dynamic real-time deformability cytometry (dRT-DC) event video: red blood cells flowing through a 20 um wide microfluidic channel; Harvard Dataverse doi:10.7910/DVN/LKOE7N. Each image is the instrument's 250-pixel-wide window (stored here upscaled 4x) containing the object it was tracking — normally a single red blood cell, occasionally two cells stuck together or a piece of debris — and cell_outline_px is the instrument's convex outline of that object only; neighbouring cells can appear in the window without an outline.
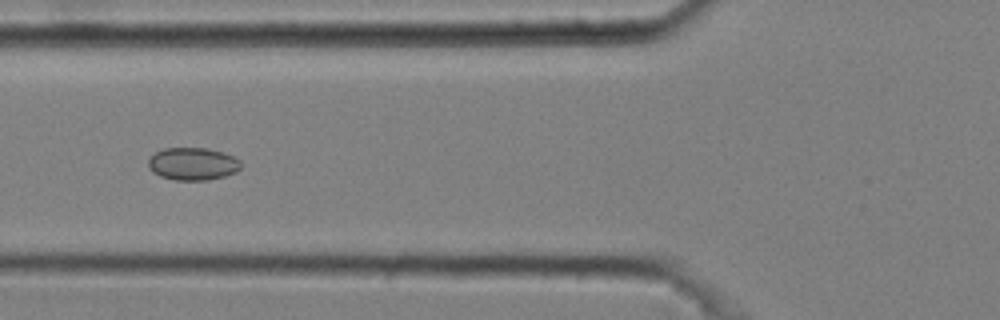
{"species": "common noctule bat (a hibernating species)", "species_latin": "Nyctalus noctula", "temperature_condition": "cold", "stored_images_in_passage": 7, "camera_frame_rate_fps": 3000, "um_per_image_px": 0.085, "animal": {"sex": "male", "body_mass_g": 20.4}, "frame": {"image": 1, "passage_image": 5, "time_ms": 1.333, "image_size_px": [1000, 320], "cell_outline_px": [[240, 168], [236, 172], [224, 176], [208, 180], [176, 180], [160, 176], [152, 172], [148, 168], [148, 160], [156, 152], [164, 148], [208, 148], [224, 152], [240, 160]], "centroid_in_image_um": [16.38, 13.93], "position_along_channel_um": 109.4, "area_um2": 17.63}}
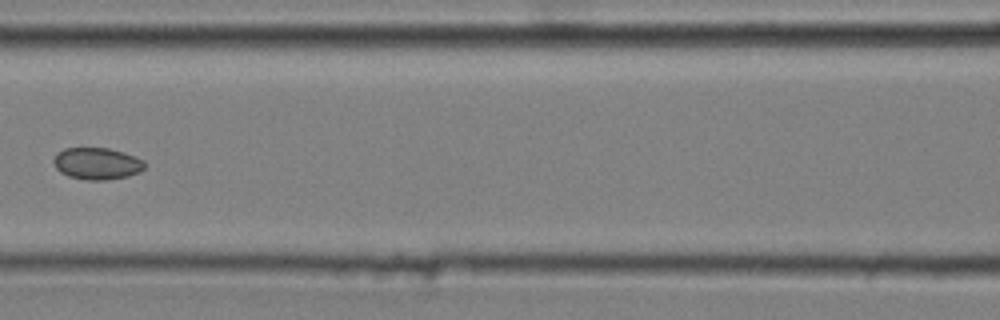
{"frame": {"image": 2, "passage_image": 6, "time_ms": 1.667, "image_size_px": [1000, 320], "cell_outline_px": [[144, 168], [140, 172], [128, 176], [104, 180], [88, 180], [68, 176], [60, 172], [56, 168], [52, 160], [56, 152], [64, 148], [108, 148], [124, 152], [136, 156], [144, 160]], "centroid_in_image_um": [8.23, 13.89], "position_along_channel_um": 158.4, "area_um2": 17.05}}
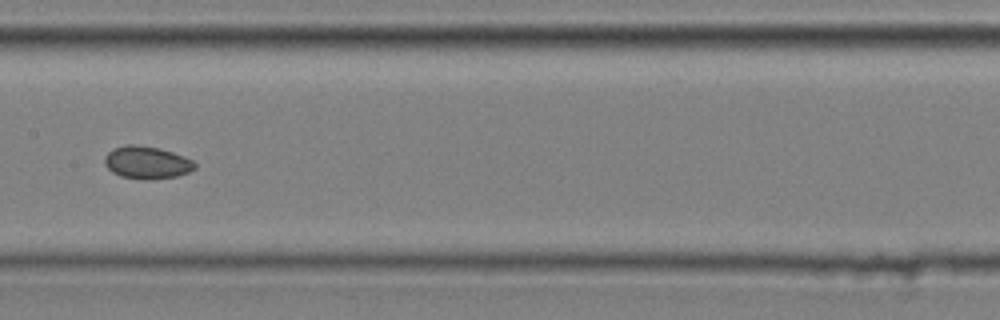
{"frame": {"image": 3, "passage_image": 7, "time_ms": 2.0, "image_size_px": [1000, 320], "cell_outline_px": [[196, 168], [188, 172], [176, 176], [148, 180], [144, 180], [120, 176], [112, 172], [104, 164], [104, 156], [112, 148], [128, 144], [136, 144], [160, 148], [184, 156], [192, 160], [196, 164]], "centroid_in_image_um": [12.46, 13.81], "position_along_channel_um": 194.9, "area_um2": 17.28}}